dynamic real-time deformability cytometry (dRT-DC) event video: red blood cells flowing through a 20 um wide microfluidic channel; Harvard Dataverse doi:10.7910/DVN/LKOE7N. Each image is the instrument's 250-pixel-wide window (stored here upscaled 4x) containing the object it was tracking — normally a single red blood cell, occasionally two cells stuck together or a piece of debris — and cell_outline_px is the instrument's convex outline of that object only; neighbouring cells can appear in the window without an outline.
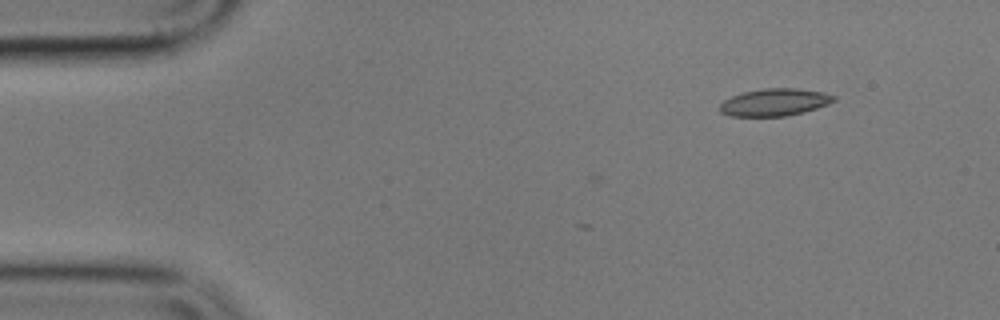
{"species": "common noctule bat (a hibernating species)", "species_latin": "Nyctalus noctula", "temperature_condition": "cold", "stored_images_in_passage": 2, "camera_frame_rate_fps": 3000, "um_per_image_px": 0.085, "animal": {"sex": "male", "body_mass_g": 17.9}, "frame": {"image": 1, "passage_image": 2, "time_ms": 1.333, "image_size_px": [1000, 320], "cell_outline_px": [[836, 100], [828, 104], [804, 112], [784, 116], [732, 116], [720, 112], [720, 104], [724, 100], [732, 96], [744, 92], [764, 88], [796, 88], [824, 92], [836, 96]], "centroid_in_image_um": [65.86, 8.69], "position_along_channel_um": 19.1, "area_um2": 18.09}}